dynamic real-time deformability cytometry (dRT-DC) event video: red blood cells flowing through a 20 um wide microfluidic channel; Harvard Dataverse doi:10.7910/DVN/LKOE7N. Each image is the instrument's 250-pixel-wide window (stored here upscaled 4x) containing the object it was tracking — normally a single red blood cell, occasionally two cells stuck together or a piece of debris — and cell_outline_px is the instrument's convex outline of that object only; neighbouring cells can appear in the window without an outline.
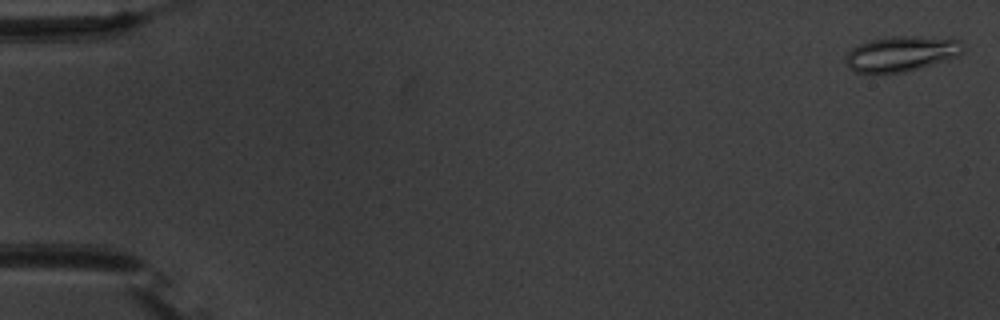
{"species": "common noctule bat (a hibernating species)", "species_latin": "Nyctalus noctula", "temperature_condition": "warm", "stored_images_in_passage": 55, "camera_frame_rate_fps": 3000, "um_per_image_px": 0.085, "animal": {"sex": "male", "body_mass_g": 20.1, "forearm_length_mm": 53.5}, "frame": {"image": 1, "passage_image": 1, "time_ms": 0.0, "image_size_px": [1000, 320], "cell_outline_px": [[964, 52], [956, 56], [920, 68], [904, 72], [884, 76], [856, 72], [848, 68], [844, 60], [844, 56], [852, 48], [868, 40], [892, 36], [916, 36], [960, 40], [964, 44]], "centroid_in_image_um": [76.54, 4.6], "position_along_channel_um": 8.5, "area_um2": 24.68}}
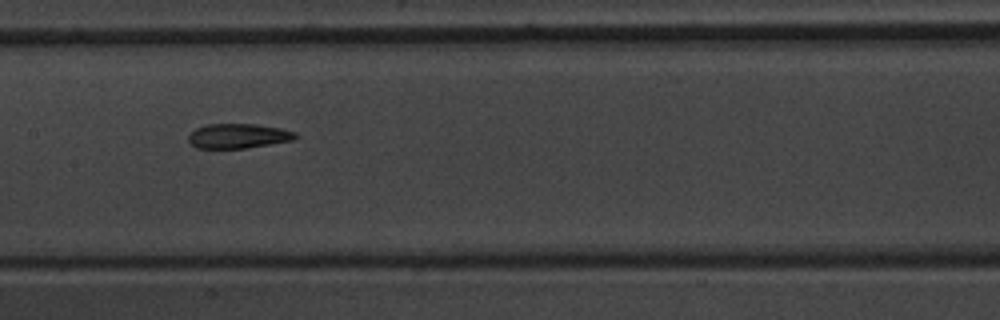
{"frame": {"image": 2, "passage_image": 28, "time_ms": 9.0, "image_size_px": [1000, 320], "cell_outline_px": [[300, 136], [296, 140], [248, 148], [196, 148], [188, 140], [188, 136], [196, 128], [208, 124], [256, 124], [280, 128], [296, 132]], "centroid_in_image_um": [20.31, 11.56], "position_along_channel_um": 187.1, "area_um2": 15.55}}
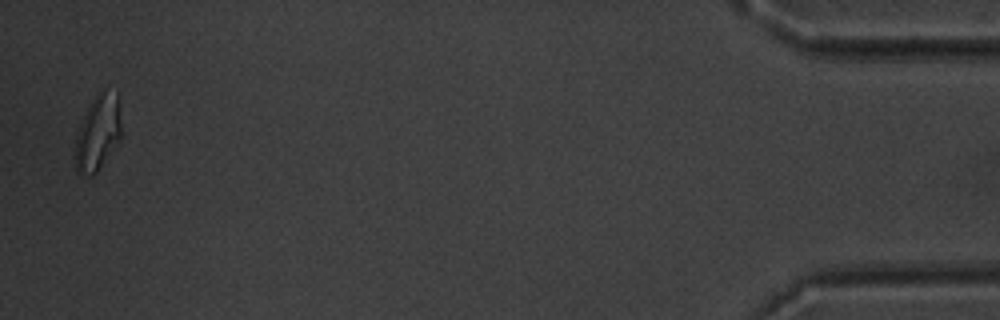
{"frame": {"image": 3, "passage_image": 54, "time_ms": 17.667, "image_size_px": [1000, 320], "cell_outline_px": [[120, 140], [96, 172], [92, 176], [88, 176], [76, 172], [72, 156], [76, 132], [96, 92], [104, 88], [116, 96], [120, 120]], "centroid_in_image_um": [8.24, 11.35], "position_along_channel_um": 427.0, "area_um2": 20.35}, "authors_computed_cell_mechanics": {"area_um2": 16.6464, "velocity_mm_per_s": 3.7172, "shape_relaxation_time_tau1_ms": 8.0879, "shape_relaxation_time_tau2_ms": 2.1709, "deformation_change_tau1": 0.2336, "deformation_change_tau2": 0.0947}}